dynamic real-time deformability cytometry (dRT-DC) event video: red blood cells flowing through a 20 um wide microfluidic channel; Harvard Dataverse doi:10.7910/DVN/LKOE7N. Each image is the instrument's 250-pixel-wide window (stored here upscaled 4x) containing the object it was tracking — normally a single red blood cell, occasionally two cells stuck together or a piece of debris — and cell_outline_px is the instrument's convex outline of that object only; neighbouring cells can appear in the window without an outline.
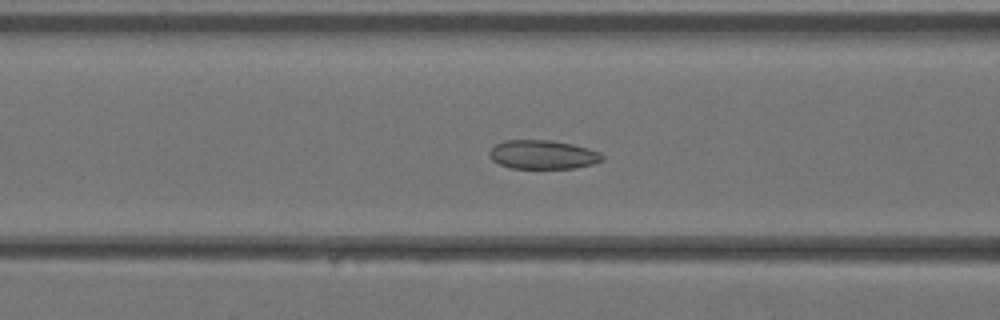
{"species": "Egyptian fruit bat (a non-hibernating species)", "species_latin": "Rousettus aegyptiacus", "temperature_condition": "warm", "stored_images_in_passage": 30, "camera_frame_rate_fps": 3000, "um_per_image_px": 0.085, "animal": {"sex": "female"}, "frame": {"image": 1, "passage_image": 6, "time_ms": 1.667, "image_size_px": [1000, 320], "cell_outline_px": [[604, 160], [592, 164], [572, 168], [512, 168], [500, 164], [492, 160], [488, 156], [488, 152], [496, 144], [504, 140], [552, 140], [572, 144], [588, 148], [600, 152], [604, 156]], "centroid_in_image_um": [46.14, 13.13], "position_along_channel_um": 120.5, "area_um2": 19.02}}
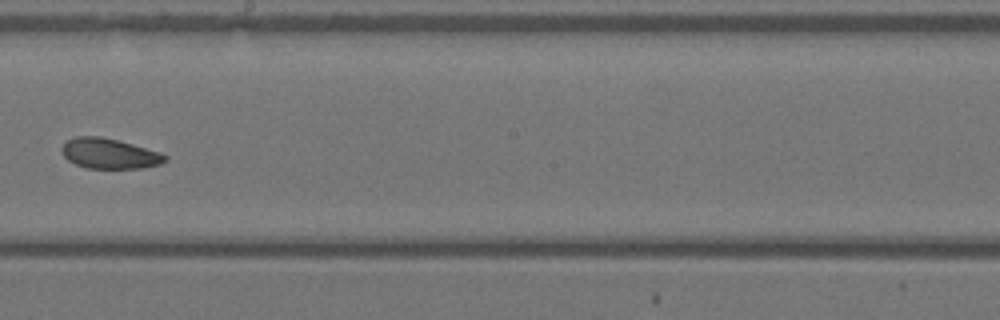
{"frame": {"image": 2, "passage_image": 13, "time_ms": 4.0, "image_size_px": [1000, 320], "cell_outline_px": [[168, 160], [160, 164], [144, 168], [88, 168], [76, 164], [68, 160], [64, 156], [60, 148], [68, 140], [76, 136], [100, 136], [132, 144], [160, 152], [168, 156]], "centroid_in_image_um": [9.31, 13.05], "position_along_channel_um": 238.9, "area_um2": 18.15}}
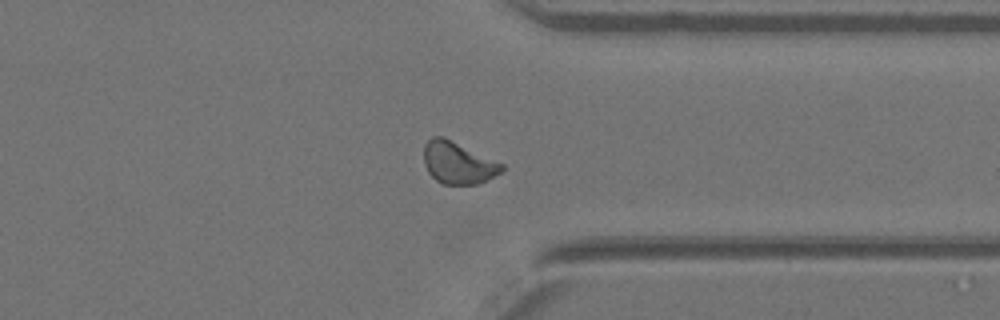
{"frame": {"image": 3, "passage_image": 21, "time_ms": 6.667, "image_size_px": [1000, 320], "cell_outline_px": [[504, 168], [500, 172], [476, 184], [444, 184], [436, 180], [428, 172], [424, 164], [424, 144], [432, 136], [444, 136], [504, 164]], "centroid_in_image_um": [38.89, 13.81], "position_along_channel_um": 372.5, "area_um2": 18.96}}